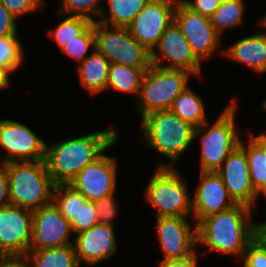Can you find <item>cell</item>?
<instances>
[{
	"label": "cell",
	"instance_id": "19",
	"mask_svg": "<svg viewBox=\"0 0 266 267\" xmlns=\"http://www.w3.org/2000/svg\"><path fill=\"white\" fill-rule=\"evenodd\" d=\"M200 172L201 182L192 198V213L198 222L210 214L225 211L236 205L217 172Z\"/></svg>",
	"mask_w": 266,
	"mask_h": 267
},
{
	"label": "cell",
	"instance_id": "11",
	"mask_svg": "<svg viewBox=\"0 0 266 267\" xmlns=\"http://www.w3.org/2000/svg\"><path fill=\"white\" fill-rule=\"evenodd\" d=\"M174 21L200 61L213 55L220 44L221 36L211 24L209 17L192 11L184 3H177Z\"/></svg>",
	"mask_w": 266,
	"mask_h": 267
},
{
	"label": "cell",
	"instance_id": "13",
	"mask_svg": "<svg viewBox=\"0 0 266 267\" xmlns=\"http://www.w3.org/2000/svg\"><path fill=\"white\" fill-rule=\"evenodd\" d=\"M159 49L151 51L152 64L168 69H181L198 76L201 74V61L193 53L190 44L182 33L180 27L173 21L164 31L158 44ZM162 59L170 63L162 65Z\"/></svg>",
	"mask_w": 266,
	"mask_h": 267
},
{
	"label": "cell",
	"instance_id": "28",
	"mask_svg": "<svg viewBox=\"0 0 266 267\" xmlns=\"http://www.w3.org/2000/svg\"><path fill=\"white\" fill-rule=\"evenodd\" d=\"M244 6L243 0H223L214 14L209 17L215 30L221 35L224 29L241 24Z\"/></svg>",
	"mask_w": 266,
	"mask_h": 267
},
{
	"label": "cell",
	"instance_id": "30",
	"mask_svg": "<svg viewBox=\"0 0 266 267\" xmlns=\"http://www.w3.org/2000/svg\"><path fill=\"white\" fill-rule=\"evenodd\" d=\"M22 51L16 34L0 37V68L8 74L16 70L23 61Z\"/></svg>",
	"mask_w": 266,
	"mask_h": 267
},
{
	"label": "cell",
	"instance_id": "20",
	"mask_svg": "<svg viewBox=\"0 0 266 267\" xmlns=\"http://www.w3.org/2000/svg\"><path fill=\"white\" fill-rule=\"evenodd\" d=\"M225 56L245 64L257 73L266 72V33H255L221 51Z\"/></svg>",
	"mask_w": 266,
	"mask_h": 267
},
{
	"label": "cell",
	"instance_id": "18",
	"mask_svg": "<svg viewBox=\"0 0 266 267\" xmlns=\"http://www.w3.org/2000/svg\"><path fill=\"white\" fill-rule=\"evenodd\" d=\"M75 236L73 244L79 265L81 262L89 266L96 265L109 259L117 250V239L112 225L98 223Z\"/></svg>",
	"mask_w": 266,
	"mask_h": 267
},
{
	"label": "cell",
	"instance_id": "34",
	"mask_svg": "<svg viewBox=\"0 0 266 267\" xmlns=\"http://www.w3.org/2000/svg\"><path fill=\"white\" fill-rule=\"evenodd\" d=\"M244 267H266V245L255 237L246 247Z\"/></svg>",
	"mask_w": 266,
	"mask_h": 267
},
{
	"label": "cell",
	"instance_id": "4",
	"mask_svg": "<svg viewBox=\"0 0 266 267\" xmlns=\"http://www.w3.org/2000/svg\"><path fill=\"white\" fill-rule=\"evenodd\" d=\"M142 122L147 144L171 162L168 166L159 164L158 167L173 168L194 140L195 127L180 119L170 109L149 113L142 117Z\"/></svg>",
	"mask_w": 266,
	"mask_h": 267
},
{
	"label": "cell",
	"instance_id": "12",
	"mask_svg": "<svg viewBox=\"0 0 266 267\" xmlns=\"http://www.w3.org/2000/svg\"><path fill=\"white\" fill-rule=\"evenodd\" d=\"M33 211L16 205L0 207V256L24 255L32 239Z\"/></svg>",
	"mask_w": 266,
	"mask_h": 267
},
{
	"label": "cell",
	"instance_id": "43",
	"mask_svg": "<svg viewBox=\"0 0 266 267\" xmlns=\"http://www.w3.org/2000/svg\"><path fill=\"white\" fill-rule=\"evenodd\" d=\"M8 73L0 68V89H5L6 87H9L10 80L8 77Z\"/></svg>",
	"mask_w": 266,
	"mask_h": 267
},
{
	"label": "cell",
	"instance_id": "41",
	"mask_svg": "<svg viewBox=\"0 0 266 267\" xmlns=\"http://www.w3.org/2000/svg\"><path fill=\"white\" fill-rule=\"evenodd\" d=\"M197 253L196 251L181 259H170V260H162L160 262V267H198L197 265Z\"/></svg>",
	"mask_w": 266,
	"mask_h": 267
},
{
	"label": "cell",
	"instance_id": "6",
	"mask_svg": "<svg viewBox=\"0 0 266 267\" xmlns=\"http://www.w3.org/2000/svg\"><path fill=\"white\" fill-rule=\"evenodd\" d=\"M186 182L175 167H157L146 188V200L157 210V217H188L193 199Z\"/></svg>",
	"mask_w": 266,
	"mask_h": 267
},
{
	"label": "cell",
	"instance_id": "2",
	"mask_svg": "<svg viewBox=\"0 0 266 267\" xmlns=\"http://www.w3.org/2000/svg\"><path fill=\"white\" fill-rule=\"evenodd\" d=\"M251 209L243 204L202 218L197 225V244L222 254L243 255L247 245L256 237V224L250 220Z\"/></svg>",
	"mask_w": 266,
	"mask_h": 267
},
{
	"label": "cell",
	"instance_id": "17",
	"mask_svg": "<svg viewBox=\"0 0 266 267\" xmlns=\"http://www.w3.org/2000/svg\"><path fill=\"white\" fill-rule=\"evenodd\" d=\"M217 174L236 204L250 208L255 205L259 195L251 184L247 156L239 145L229 154Z\"/></svg>",
	"mask_w": 266,
	"mask_h": 267
},
{
	"label": "cell",
	"instance_id": "22",
	"mask_svg": "<svg viewBox=\"0 0 266 267\" xmlns=\"http://www.w3.org/2000/svg\"><path fill=\"white\" fill-rule=\"evenodd\" d=\"M32 267H79L74 244L63 247L29 250L26 253Z\"/></svg>",
	"mask_w": 266,
	"mask_h": 267
},
{
	"label": "cell",
	"instance_id": "40",
	"mask_svg": "<svg viewBox=\"0 0 266 267\" xmlns=\"http://www.w3.org/2000/svg\"><path fill=\"white\" fill-rule=\"evenodd\" d=\"M0 167V207L11 205L8 191V172L6 164L1 163Z\"/></svg>",
	"mask_w": 266,
	"mask_h": 267
},
{
	"label": "cell",
	"instance_id": "29",
	"mask_svg": "<svg viewBox=\"0 0 266 267\" xmlns=\"http://www.w3.org/2000/svg\"><path fill=\"white\" fill-rule=\"evenodd\" d=\"M92 23L83 17L67 16L54 30H49L48 34L61 49L65 44L80 36Z\"/></svg>",
	"mask_w": 266,
	"mask_h": 267
},
{
	"label": "cell",
	"instance_id": "33",
	"mask_svg": "<svg viewBox=\"0 0 266 267\" xmlns=\"http://www.w3.org/2000/svg\"><path fill=\"white\" fill-rule=\"evenodd\" d=\"M70 223L72 232L76 234L97 225L99 221L94 201L87 200L85 203H81L80 210Z\"/></svg>",
	"mask_w": 266,
	"mask_h": 267
},
{
	"label": "cell",
	"instance_id": "44",
	"mask_svg": "<svg viewBox=\"0 0 266 267\" xmlns=\"http://www.w3.org/2000/svg\"><path fill=\"white\" fill-rule=\"evenodd\" d=\"M264 149V151L266 152V133H261L257 136L253 137Z\"/></svg>",
	"mask_w": 266,
	"mask_h": 267
},
{
	"label": "cell",
	"instance_id": "36",
	"mask_svg": "<svg viewBox=\"0 0 266 267\" xmlns=\"http://www.w3.org/2000/svg\"><path fill=\"white\" fill-rule=\"evenodd\" d=\"M2 5L15 17L41 9L43 0H0Z\"/></svg>",
	"mask_w": 266,
	"mask_h": 267
},
{
	"label": "cell",
	"instance_id": "24",
	"mask_svg": "<svg viewBox=\"0 0 266 267\" xmlns=\"http://www.w3.org/2000/svg\"><path fill=\"white\" fill-rule=\"evenodd\" d=\"M239 146L247 156L250 180L255 192L259 196H266V152L253 137L250 138L248 147L241 140Z\"/></svg>",
	"mask_w": 266,
	"mask_h": 267
},
{
	"label": "cell",
	"instance_id": "38",
	"mask_svg": "<svg viewBox=\"0 0 266 267\" xmlns=\"http://www.w3.org/2000/svg\"><path fill=\"white\" fill-rule=\"evenodd\" d=\"M16 18L0 2V37L17 34Z\"/></svg>",
	"mask_w": 266,
	"mask_h": 267
},
{
	"label": "cell",
	"instance_id": "35",
	"mask_svg": "<svg viewBox=\"0 0 266 267\" xmlns=\"http://www.w3.org/2000/svg\"><path fill=\"white\" fill-rule=\"evenodd\" d=\"M114 194L105 196L94 201L97 210V219L99 223L113 226V219L117 215V205L113 199Z\"/></svg>",
	"mask_w": 266,
	"mask_h": 267
},
{
	"label": "cell",
	"instance_id": "42",
	"mask_svg": "<svg viewBox=\"0 0 266 267\" xmlns=\"http://www.w3.org/2000/svg\"><path fill=\"white\" fill-rule=\"evenodd\" d=\"M256 237L266 245V222L256 224Z\"/></svg>",
	"mask_w": 266,
	"mask_h": 267
},
{
	"label": "cell",
	"instance_id": "9",
	"mask_svg": "<svg viewBox=\"0 0 266 267\" xmlns=\"http://www.w3.org/2000/svg\"><path fill=\"white\" fill-rule=\"evenodd\" d=\"M0 146L8 153L1 163L45 160L46 143L24 124L0 120Z\"/></svg>",
	"mask_w": 266,
	"mask_h": 267
},
{
	"label": "cell",
	"instance_id": "31",
	"mask_svg": "<svg viewBox=\"0 0 266 267\" xmlns=\"http://www.w3.org/2000/svg\"><path fill=\"white\" fill-rule=\"evenodd\" d=\"M98 1L100 2L101 0H62V7L59 13L83 17L94 23L95 20L90 15H97L98 18L106 16L104 8L100 7Z\"/></svg>",
	"mask_w": 266,
	"mask_h": 267
},
{
	"label": "cell",
	"instance_id": "14",
	"mask_svg": "<svg viewBox=\"0 0 266 267\" xmlns=\"http://www.w3.org/2000/svg\"><path fill=\"white\" fill-rule=\"evenodd\" d=\"M71 223L53 202L33 211L32 239L29 250L67 246L72 234Z\"/></svg>",
	"mask_w": 266,
	"mask_h": 267
},
{
	"label": "cell",
	"instance_id": "21",
	"mask_svg": "<svg viewBox=\"0 0 266 267\" xmlns=\"http://www.w3.org/2000/svg\"><path fill=\"white\" fill-rule=\"evenodd\" d=\"M109 60L96 49L80 62L78 75L81 85L91 94H97L106 90L109 77Z\"/></svg>",
	"mask_w": 266,
	"mask_h": 267
},
{
	"label": "cell",
	"instance_id": "15",
	"mask_svg": "<svg viewBox=\"0 0 266 267\" xmlns=\"http://www.w3.org/2000/svg\"><path fill=\"white\" fill-rule=\"evenodd\" d=\"M188 217H157V237L165 259H181L193 254L197 245V225L187 222Z\"/></svg>",
	"mask_w": 266,
	"mask_h": 267
},
{
	"label": "cell",
	"instance_id": "27",
	"mask_svg": "<svg viewBox=\"0 0 266 267\" xmlns=\"http://www.w3.org/2000/svg\"><path fill=\"white\" fill-rule=\"evenodd\" d=\"M86 201L85 196L71 184H55L52 202L68 221H71L77 215L81 203H85Z\"/></svg>",
	"mask_w": 266,
	"mask_h": 267
},
{
	"label": "cell",
	"instance_id": "45",
	"mask_svg": "<svg viewBox=\"0 0 266 267\" xmlns=\"http://www.w3.org/2000/svg\"><path fill=\"white\" fill-rule=\"evenodd\" d=\"M260 24L266 28V15L263 17V19L260 21Z\"/></svg>",
	"mask_w": 266,
	"mask_h": 267
},
{
	"label": "cell",
	"instance_id": "23",
	"mask_svg": "<svg viewBox=\"0 0 266 267\" xmlns=\"http://www.w3.org/2000/svg\"><path fill=\"white\" fill-rule=\"evenodd\" d=\"M204 102L187 86L173 101L170 110L180 119L197 128L206 122Z\"/></svg>",
	"mask_w": 266,
	"mask_h": 267
},
{
	"label": "cell",
	"instance_id": "25",
	"mask_svg": "<svg viewBox=\"0 0 266 267\" xmlns=\"http://www.w3.org/2000/svg\"><path fill=\"white\" fill-rule=\"evenodd\" d=\"M145 71L133 66L111 63L107 88L127 93L140 92L141 82Z\"/></svg>",
	"mask_w": 266,
	"mask_h": 267
},
{
	"label": "cell",
	"instance_id": "10",
	"mask_svg": "<svg viewBox=\"0 0 266 267\" xmlns=\"http://www.w3.org/2000/svg\"><path fill=\"white\" fill-rule=\"evenodd\" d=\"M176 0H151L127 27L130 34L150 51L174 21Z\"/></svg>",
	"mask_w": 266,
	"mask_h": 267
},
{
	"label": "cell",
	"instance_id": "3",
	"mask_svg": "<svg viewBox=\"0 0 266 267\" xmlns=\"http://www.w3.org/2000/svg\"><path fill=\"white\" fill-rule=\"evenodd\" d=\"M11 205L36 210L52 202L55 183L45 160L6 163Z\"/></svg>",
	"mask_w": 266,
	"mask_h": 267
},
{
	"label": "cell",
	"instance_id": "8",
	"mask_svg": "<svg viewBox=\"0 0 266 267\" xmlns=\"http://www.w3.org/2000/svg\"><path fill=\"white\" fill-rule=\"evenodd\" d=\"M94 22L95 49L110 63L133 66L145 72L152 66L151 51L140 44L125 27Z\"/></svg>",
	"mask_w": 266,
	"mask_h": 267
},
{
	"label": "cell",
	"instance_id": "16",
	"mask_svg": "<svg viewBox=\"0 0 266 267\" xmlns=\"http://www.w3.org/2000/svg\"><path fill=\"white\" fill-rule=\"evenodd\" d=\"M117 161L102 155L88 164L69 184L81 192L89 201L111 195L116 189Z\"/></svg>",
	"mask_w": 266,
	"mask_h": 267
},
{
	"label": "cell",
	"instance_id": "46",
	"mask_svg": "<svg viewBox=\"0 0 266 267\" xmlns=\"http://www.w3.org/2000/svg\"><path fill=\"white\" fill-rule=\"evenodd\" d=\"M262 106H263V109L266 110V100L263 102Z\"/></svg>",
	"mask_w": 266,
	"mask_h": 267
},
{
	"label": "cell",
	"instance_id": "39",
	"mask_svg": "<svg viewBox=\"0 0 266 267\" xmlns=\"http://www.w3.org/2000/svg\"><path fill=\"white\" fill-rule=\"evenodd\" d=\"M28 261V262H27ZM29 258L24 255H1L0 267H32Z\"/></svg>",
	"mask_w": 266,
	"mask_h": 267
},
{
	"label": "cell",
	"instance_id": "37",
	"mask_svg": "<svg viewBox=\"0 0 266 267\" xmlns=\"http://www.w3.org/2000/svg\"><path fill=\"white\" fill-rule=\"evenodd\" d=\"M176 2L184 3L192 11L211 17L223 0H194L193 2L189 0H176Z\"/></svg>",
	"mask_w": 266,
	"mask_h": 267
},
{
	"label": "cell",
	"instance_id": "1",
	"mask_svg": "<svg viewBox=\"0 0 266 267\" xmlns=\"http://www.w3.org/2000/svg\"><path fill=\"white\" fill-rule=\"evenodd\" d=\"M117 130L106 129L46 146L45 162L55 184L70 183L88 164L118 141Z\"/></svg>",
	"mask_w": 266,
	"mask_h": 267
},
{
	"label": "cell",
	"instance_id": "7",
	"mask_svg": "<svg viewBox=\"0 0 266 267\" xmlns=\"http://www.w3.org/2000/svg\"><path fill=\"white\" fill-rule=\"evenodd\" d=\"M192 73L152 64L142 79L137 107L141 118L149 113L171 108L176 97L188 86Z\"/></svg>",
	"mask_w": 266,
	"mask_h": 267
},
{
	"label": "cell",
	"instance_id": "32",
	"mask_svg": "<svg viewBox=\"0 0 266 267\" xmlns=\"http://www.w3.org/2000/svg\"><path fill=\"white\" fill-rule=\"evenodd\" d=\"M90 46L95 49L94 23H92L80 36L75 40L65 44L60 50L62 53L82 62L87 56Z\"/></svg>",
	"mask_w": 266,
	"mask_h": 267
},
{
	"label": "cell",
	"instance_id": "5",
	"mask_svg": "<svg viewBox=\"0 0 266 267\" xmlns=\"http://www.w3.org/2000/svg\"><path fill=\"white\" fill-rule=\"evenodd\" d=\"M235 101L227 106L216 122L208 129L207 121L194 130V139L201 140L202 172H217L240 140L235 125ZM199 135V136H198Z\"/></svg>",
	"mask_w": 266,
	"mask_h": 267
},
{
	"label": "cell",
	"instance_id": "26",
	"mask_svg": "<svg viewBox=\"0 0 266 267\" xmlns=\"http://www.w3.org/2000/svg\"><path fill=\"white\" fill-rule=\"evenodd\" d=\"M109 5V17H100V21L105 25L113 27L127 28L136 15L151 0H106Z\"/></svg>",
	"mask_w": 266,
	"mask_h": 267
}]
</instances>
